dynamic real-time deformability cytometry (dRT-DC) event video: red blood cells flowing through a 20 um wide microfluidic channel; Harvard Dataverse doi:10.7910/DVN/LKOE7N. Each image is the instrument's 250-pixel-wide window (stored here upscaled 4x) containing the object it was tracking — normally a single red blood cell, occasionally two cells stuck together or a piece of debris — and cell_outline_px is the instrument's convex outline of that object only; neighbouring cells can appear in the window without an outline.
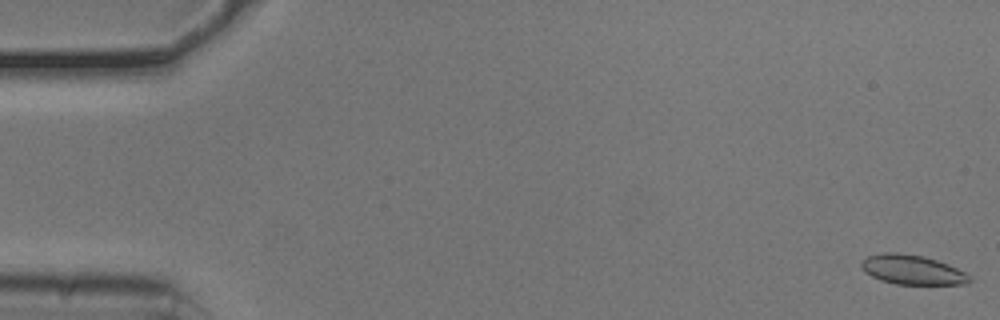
{"species": "common noctule bat (a hibernating species)", "species_latin": "Nyctalus noctula", "temperature_condition": "cold", "stored_images_in_passage": 13, "camera_frame_rate_fps": 3000, "um_per_image_px": 0.085, "animal": {"sex": "male", "body_mass_g": 20.5, "forearm_length_mm": 52.5}, "frame": {"image": 1, "passage_image": 1, "time_ms": 0.0, "image_size_px": [1000, 320], "cell_outline_px": [[972, 280], [968, 284], [896, 284], [880, 280], [872, 276], [860, 264], [860, 260], [868, 256], [884, 252], [896, 252], [924, 256], [948, 264], [972, 276]], "centroid_in_image_um": [77.57, 22.93], "position_along_channel_um": 7.4, "area_um2": 18.55}}